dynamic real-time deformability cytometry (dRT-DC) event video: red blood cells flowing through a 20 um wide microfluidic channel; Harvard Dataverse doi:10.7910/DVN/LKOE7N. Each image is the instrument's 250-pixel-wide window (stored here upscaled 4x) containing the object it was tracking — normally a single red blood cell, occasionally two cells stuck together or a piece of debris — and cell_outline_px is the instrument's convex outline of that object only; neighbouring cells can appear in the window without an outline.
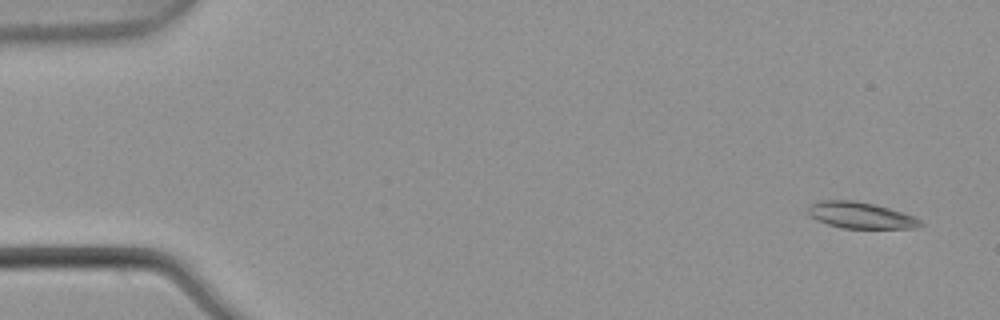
{"species": "common noctule bat (a hibernating species)", "species_latin": "Nyctalus noctula", "temperature_condition": "warm", "stored_images_in_passage": 4, "camera_frame_rate_fps": 3000, "um_per_image_px": 0.085, "animal": {"sex": "male", "body_mass_g": 21.5, "forearm_length_mm": 52.0}, "frame": {"image": 1, "passage_image": 1, "time_ms": 0.0, "image_size_px": [1000, 320], "cell_outline_px": [[924, 224], [912, 228], [844, 228], [828, 224], [816, 220], [808, 216], [808, 204], [820, 200], [856, 200], [876, 204], [916, 216]], "centroid_in_image_um": [73.12, 18.28], "position_along_channel_um": 11.9, "area_um2": 17.46}}